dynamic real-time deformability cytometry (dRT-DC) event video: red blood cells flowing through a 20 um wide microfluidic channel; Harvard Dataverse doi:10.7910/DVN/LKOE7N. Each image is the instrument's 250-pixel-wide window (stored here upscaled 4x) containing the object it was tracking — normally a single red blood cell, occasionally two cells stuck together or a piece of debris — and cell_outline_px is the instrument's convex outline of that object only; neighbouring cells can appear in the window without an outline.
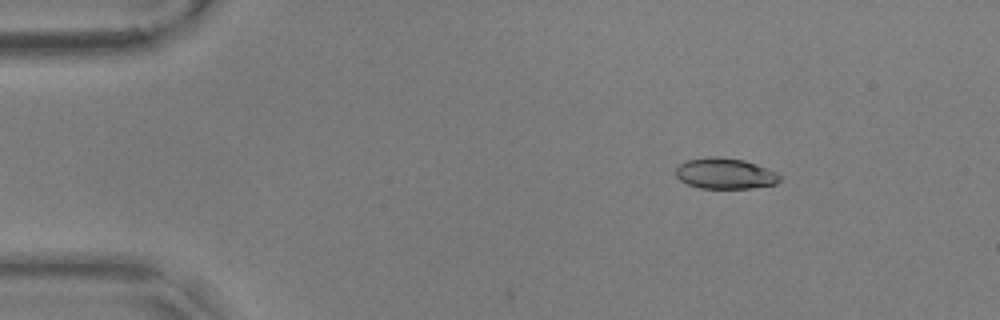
{"species": "common noctule bat (a hibernating species)", "species_latin": "Nyctalus noctula", "temperature_condition": "warm", "stored_images_in_passage": 11, "camera_frame_rate_fps": 3000, "um_per_image_px": 0.085, "animal": {"sex": "male", "body_mass_g": 17.9, "forearm_length_mm": 54.2}, "frame": {"image": 1, "passage_image": 8, "time_ms": 2.333, "image_size_px": [1000, 320], "cell_outline_px": [[780, 180], [776, 184], [752, 188], [700, 188], [688, 184], [680, 180], [676, 176], [676, 168], [680, 164], [688, 160], [712, 156], [720, 156], [744, 160], [768, 168], [776, 172], [780, 176]], "centroid_in_image_um": [61.64, 14.74], "position_along_channel_um": 23.4, "area_um2": 18.67}}